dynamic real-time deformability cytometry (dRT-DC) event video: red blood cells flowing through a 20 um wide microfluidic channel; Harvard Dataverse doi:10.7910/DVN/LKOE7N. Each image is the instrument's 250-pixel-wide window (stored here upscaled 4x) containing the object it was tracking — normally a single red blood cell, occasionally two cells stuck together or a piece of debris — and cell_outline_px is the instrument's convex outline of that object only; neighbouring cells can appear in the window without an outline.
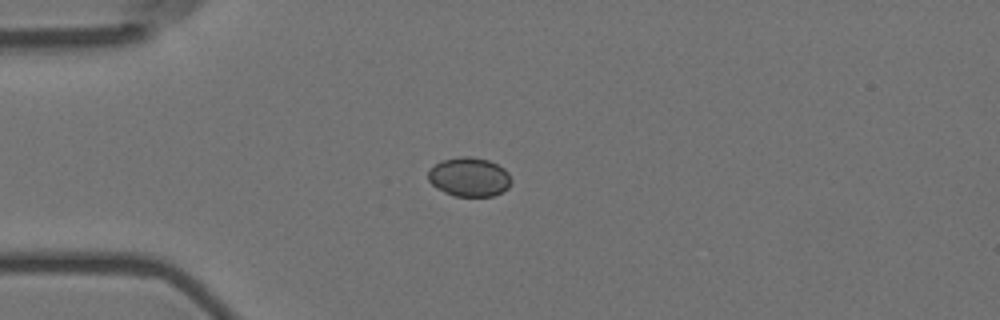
{"species": "Egyptian fruit bat (a non-hibernating species)", "species_latin": "Rousettus aegyptiacus", "temperature_condition": "room temperature", "stored_images_in_passage": 38, "camera_frame_rate_fps": 3000, "um_per_image_px": 0.085, "animal": {"sex": "female"}, "frame": {"image": 1, "passage_image": 1, "time_ms": 0.0, "image_size_px": [1000, 320], "cell_outline_px": [[512, 180], [508, 188], [492, 196], [452, 196], [436, 188], [428, 180], [428, 172], [440, 160], [460, 156], [468, 156], [488, 160], [504, 168], [508, 172]], "centroid_in_image_um": [39.88, 15.04], "position_along_channel_um": 45.1, "area_um2": 18.96}}
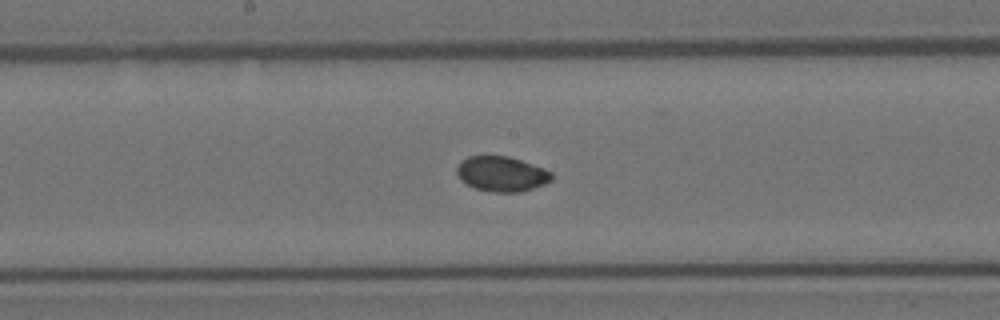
{"frame": {"image": 2, "passage_image": 16, "time_ms": 5.0, "image_size_px": [1000, 320], "cell_outline_px": [[552, 180], [544, 184], [520, 192], [492, 192], [476, 188], [468, 184], [456, 172], [456, 168], [460, 160], [468, 156], [508, 156], [544, 168], [552, 172]], "centroid_in_image_um": [42.65, 14.77], "position_along_channel_um": 205.6, "area_um2": 19.19}}
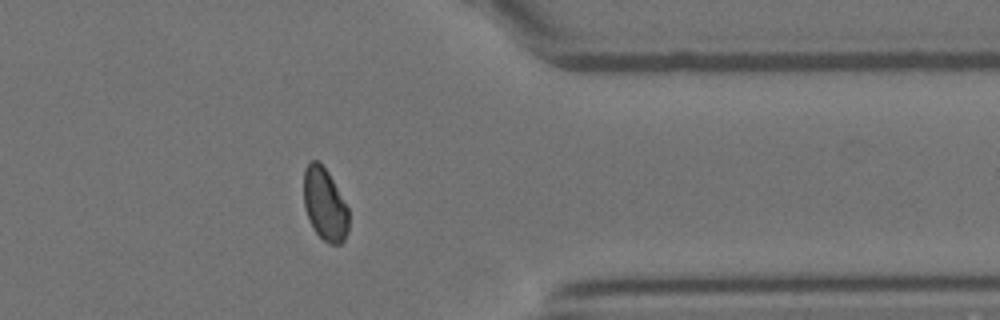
{"frame": {"image": 3, "passage_image": 32, "time_ms": 10.333, "image_size_px": [1000, 320], "cell_outline_px": [[348, 232], [344, 240], [340, 244], [328, 244], [316, 232], [304, 208], [304, 168], [308, 160], [316, 160], [328, 172], [348, 208]], "centroid_in_image_um": [27.6, 17.36], "position_along_channel_um": 383.8, "area_um2": 18.84}}